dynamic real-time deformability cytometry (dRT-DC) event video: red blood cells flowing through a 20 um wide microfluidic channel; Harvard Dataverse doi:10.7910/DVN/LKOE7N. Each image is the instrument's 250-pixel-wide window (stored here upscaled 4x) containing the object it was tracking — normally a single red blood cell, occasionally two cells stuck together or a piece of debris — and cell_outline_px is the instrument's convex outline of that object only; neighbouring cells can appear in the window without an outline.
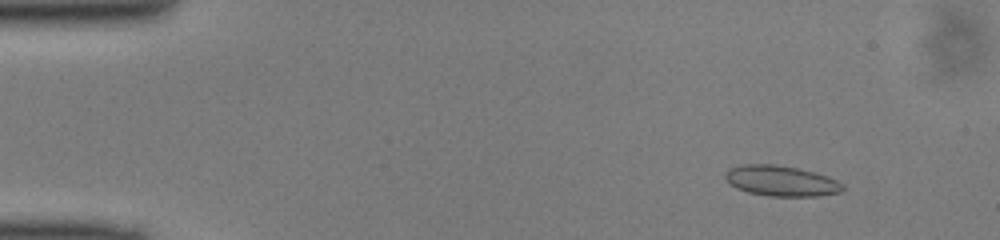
{"species": "common noctule bat (a hibernating species)", "species_latin": "Nyctalus noctula", "temperature_condition": "cold", "stored_images_in_passage": 48, "camera_frame_rate_fps": 3000, "um_per_image_px": 0.085, "animal": {"sex": "male", "body_mass_g": 13.0, "forearm_length_mm": 53.1}, "frame": {"image": 1, "passage_image": 4, "time_ms": 1.0, "image_size_px": [1000, 240], "cell_outline_px": [[844, 188], [840, 192], [820, 196], [768, 196], [748, 192], [736, 188], [728, 184], [724, 176], [732, 168], [744, 164], [776, 164], [796, 168], [812, 172], [836, 180], [844, 184]], "centroid_in_image_um": [66.38, 15.39], "position_along_channel_um": 18.6, "area_um2": 20.69}}
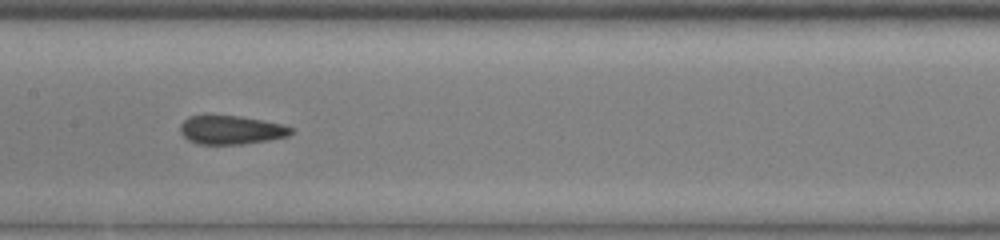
{"frame": {"image": 2, "passage_image": 23, "time_ms": 7.333, "image_size_px": [1000, 240], "cell_outline_px": [[292, 132], [288, 136], [268, 140], [244, 144], [196, 144], [188, 140], [180, 132], [180, 124], [188, 116], [240, 116], [264, 120], [284, 124], [292, 128]], "centroid_in_image_um": [19.65, 11.05], "position_along_channel_um": 187.8, "area_um2": 18.55}}
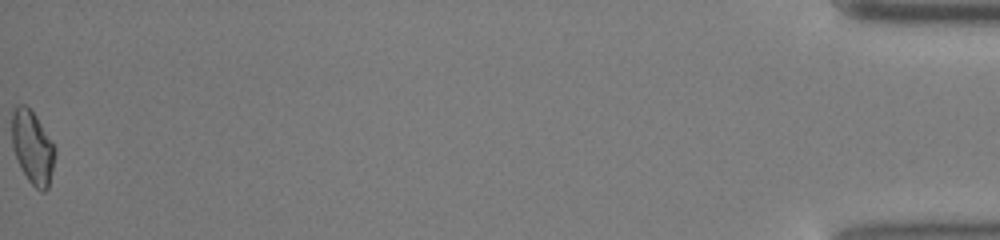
{"frame": {"image": 3, "passage_image": 48, "time_ms": 15.667, "image_size_px": [1000, 240], "cell_outline_px": [[56, 152], [48, 188], [44, 192], [40, 192], [28, 180], [20, 168], [12, 148], [12, 112], [16, 104], [24, 104], [36, 116], [56, 148]], "centroid_in_image_um": [2.75, 12.54], "position_along_channel_um": 432.4, "area_um2": 18.44}}